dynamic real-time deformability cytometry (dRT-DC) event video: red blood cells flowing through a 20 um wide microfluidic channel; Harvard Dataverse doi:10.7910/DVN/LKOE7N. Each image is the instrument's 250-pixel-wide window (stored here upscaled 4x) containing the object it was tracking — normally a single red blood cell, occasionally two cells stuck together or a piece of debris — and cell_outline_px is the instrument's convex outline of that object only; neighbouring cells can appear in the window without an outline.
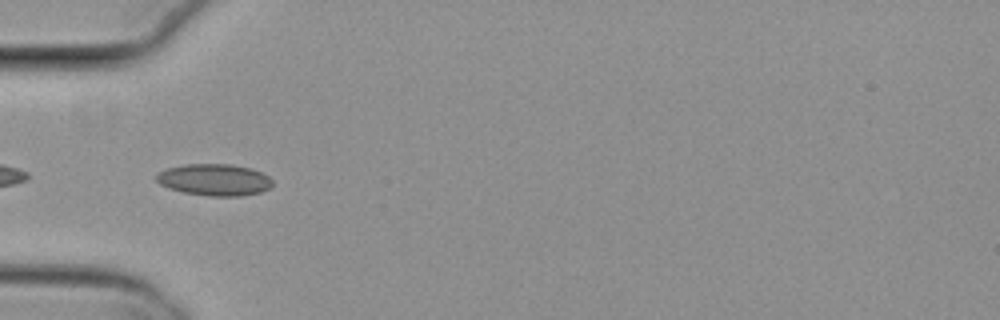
{"species": "common noctule bat (a hibernating species)", "species_latin": "Nyctalus noctula", "temperature_condition": "cold", "stored_images_in_passage": 38, "camera_frame_rate_fps": 3000, "um_per_image_px": 0.085, "animal": {"sex": "female", "body_mass_g": 29.2, "forearm_length_mm": 56.3}, "frame": {"image": 1, "passage_image": 2, "time_ms": 0.333, "image_size_px": [1000, 320], "cell_outline_px": [[272, 184], [268, 188], [260, 192], [240, 196], [208, 196], [184, 192], [168, 188], [160, 184], [156, 180], [156, 172], [168, 168], [184, 164], [228, 164], [252, 168], [268, 176], [272, 180]], "centroid_in_image_um": [18.19, 15.28], "position_along_channel_um": 66.8, "area_um2": 21.44}}
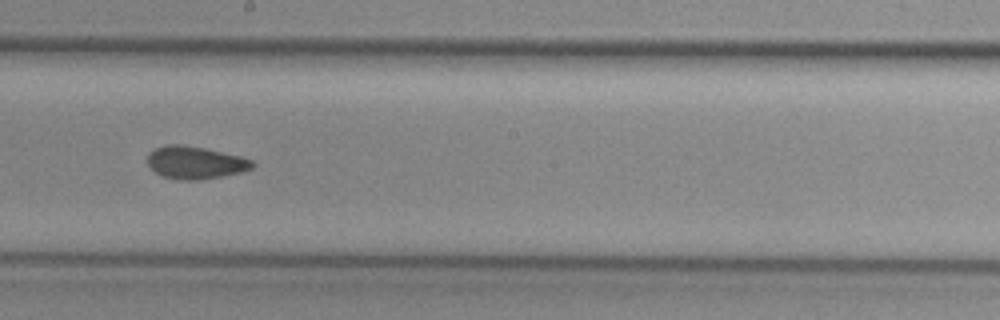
{"frame": {"image": 2, "passage_image": 15, "time_ms": 4.667, "image_size_px": [1000, 320], "cell_outline_px": [[256, 164], [252, 168], [244, 172], [200, 180], [176, 180], [164, 176], [156, 172], [148, 164], [148, 152], [156, 148], [168, 144], [180, 144], [204, 148], [240, 156], [252, 160]], "centroid_in_image_um": [16.62, 13.82], "position_along_channel_um": 231.6, "area_um2": 19.94}}
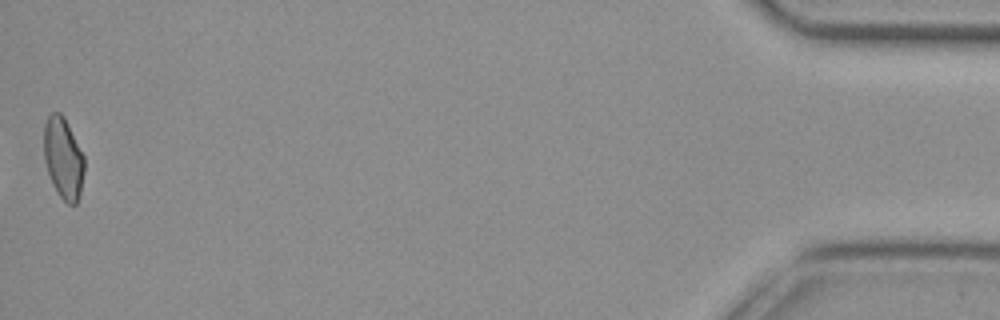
{"frame": {"image": 3, "passage_image": 38, "time_ms": 12.333, "image_size_px": [1000, 320], "cell_outline_px": [[84, 172], [80, 196], [76, 204], [68, 204], [56, 192], [52, 184], [44, 160], [44, 124], [48, 116], [52, 112], [60, 112], [64, 116], [84, 156]], "centroid_in_image_um": [5.38, 13.45], "position_along_channel_um": 429.8, "area_um2": 19.25}, "authors_computed_cell_mechanics": {"area_um2": 19.5075, "velocity_mm_per_s": 3.8309, "shape_relaxation_time_tau1_ms": null, "shape_relaxation_time_tau2_ms": 3.3533, "deformation_change_tau1": null, "deformation_change_tau2": 0.0931}}